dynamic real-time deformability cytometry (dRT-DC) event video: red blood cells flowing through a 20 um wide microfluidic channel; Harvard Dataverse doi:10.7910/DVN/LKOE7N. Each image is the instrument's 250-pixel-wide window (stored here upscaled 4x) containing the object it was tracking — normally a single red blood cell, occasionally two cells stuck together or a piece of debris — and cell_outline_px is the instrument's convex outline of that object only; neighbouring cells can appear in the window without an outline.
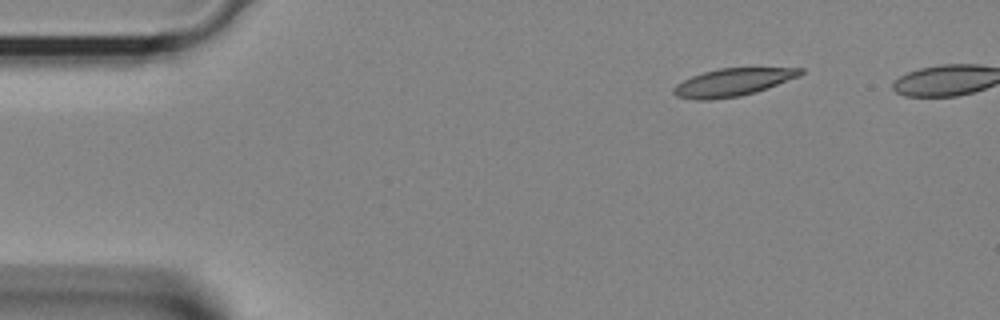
{"species": "Egyptian fruit bat (a non-hibernating species)", "species_latin": "Rousettus aegyptiacus", "temperature_condition": "room temperature", "stored_images_in_passage": 31, "camera_frame_rate_fps": 3000, "um_per_image_px": 0.085, "animal": {"sex": "female"}, "frame": {"image": 1, "passage_image": 1, "time_ms": 0.0, "image_size_px": [1000, 320], "cell_outline_px": [[804, 72], [800, 76], [756, 92], [740, 96], [712, 100], [696, 100], [676, 96], [672, 92], [672, 88], [676, 84], [692, 76], [704, 72], [720, 68], [804, 68]], "centroid_in_image_um": [62.27, 7.0], "position_along_channel_um": 22.7, "area_um2": 20.46}}
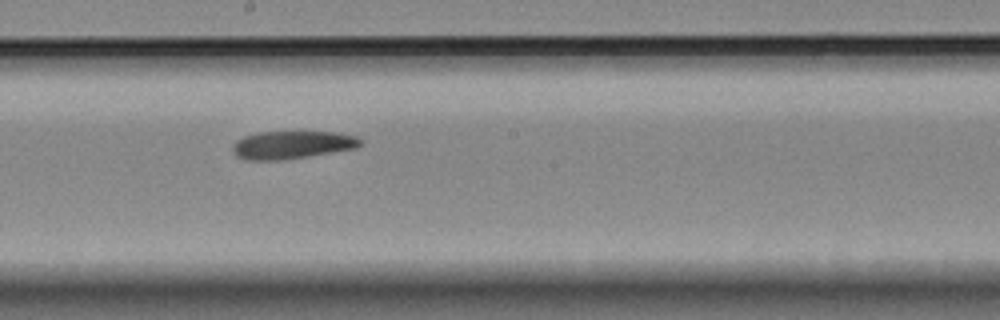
{"frame": {"image": 2, "passage_image": 17, "time_ms": 5.333, "image_size_px": [1000, 320], "cell_outline_px": [[364, 140], [356, 148], [284, 160], [248, 160], [236, 156], [232, 152], [232, 144], [236, 140], [244, 136], [256, 132], [336, 132], [356, 136]], "centroid_in_image_um": [24.79, 12.31], "position_along_channel_um": 223.4, "area_um2": 20.87}}
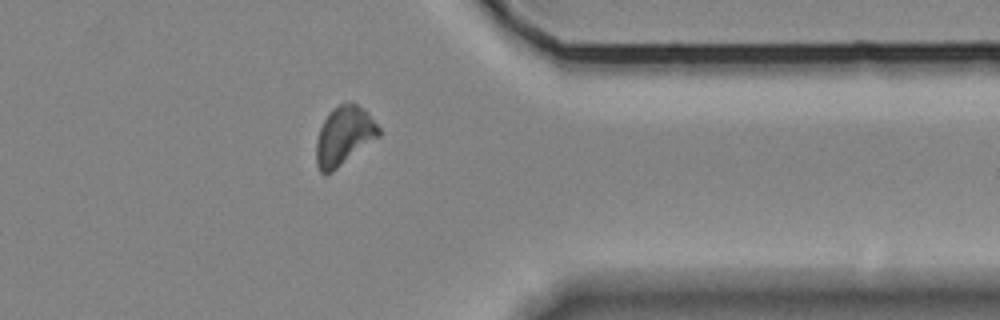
{"frame": {"image": 3, "passage_image": 27, "time_ms": 8.667, "image_size_px": [1000, 320], "cell_outline_px": [[380, 136], [332, 172], [320, 172], [316, 164], [316, 140], [320, 128], [328, 112], [332, 108], [340, 104], [356, 104], [364, 108], [380, 128]], "centroid_in_image_um": [29.24, 11.54], "position_along_channel_um": 382.2, "area_um2": 21.27}}